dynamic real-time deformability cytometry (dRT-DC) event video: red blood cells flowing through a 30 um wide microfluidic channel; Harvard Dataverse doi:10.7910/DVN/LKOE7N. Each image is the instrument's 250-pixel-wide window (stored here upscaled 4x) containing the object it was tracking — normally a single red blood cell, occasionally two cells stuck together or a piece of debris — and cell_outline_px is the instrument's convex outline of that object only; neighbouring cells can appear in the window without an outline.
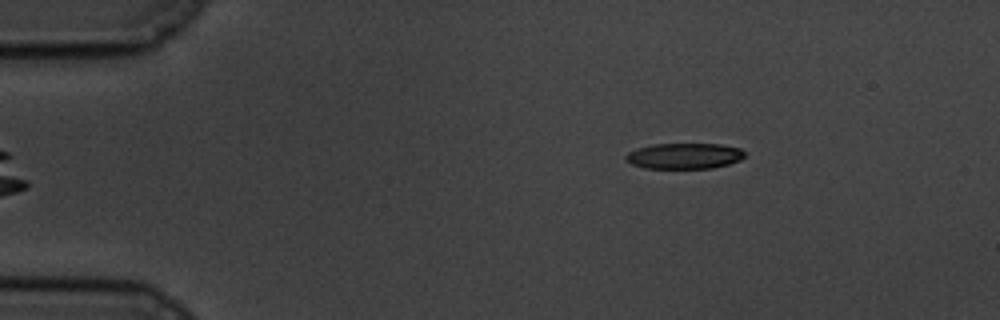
{"species": "common noctule bat (a hibernating species)", "species_latin": "Nyctalus noctula", "temperature_condition": "cold", "stored_images_in_passage": 8, "segment_of_instrument_passage": [1, 2], "camera_frame_rate_fps": 3000, "um_per_image_px": 0.085, "animal": {"sex": "male", "body_mass_g": 19.5, "forearm_length_mm": 54.6}, "frame": {"image": 1, "passage_image": 3, "time_ms": 0.667, "image_size_px": [1000, 320], "cell_outline_px": [[744, 156], [740, 160], [728, 164], [712, 168], [644, 168], [632, 164], [624, 156], [628, 152], [636, 148], [652, 144], [720, 144], [740, 148], [744, 152]], "centroid_in_image_um": [58.15, 13.25], "position_along_channel_um": 26.8, "area_um2": 17.8}}